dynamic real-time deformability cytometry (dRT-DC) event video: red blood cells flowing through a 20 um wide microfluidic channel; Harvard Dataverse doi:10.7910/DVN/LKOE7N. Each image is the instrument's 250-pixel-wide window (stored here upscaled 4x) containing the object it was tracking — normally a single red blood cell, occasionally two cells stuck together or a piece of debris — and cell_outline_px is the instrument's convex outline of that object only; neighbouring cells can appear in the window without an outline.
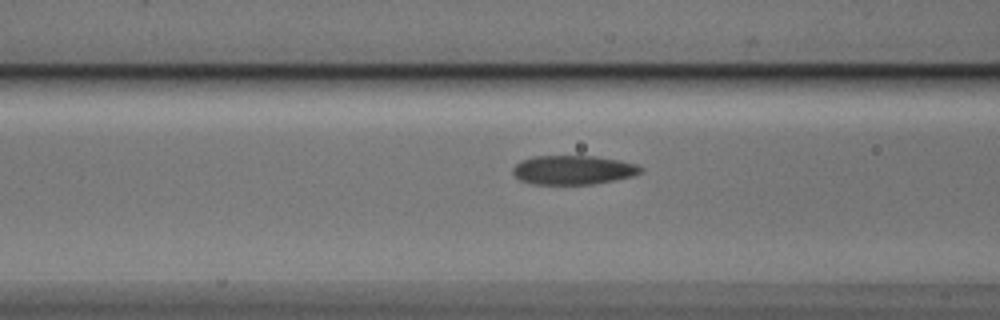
{"species": "Egyptian fruit bat (a non-hibernating species)", "species_latin": "Rousettus aegyptiacus", "temperature_condition": "cold", "stored_images_in_passage": 9, "camera_frame_rate_fps": 3000, "um_per_image_px": 0.085, "animal": {"sex": "male"}, "frame": {"image": 1, "passage_image": 7, "time_ms": 2.0, "image_size_px": [1000, 320], "cell_outline_px": [[644, 172], [632, 176], [596, 184], [532, 184], [520, 180], [512, 172], [512, 168], [520, 160], [532, 156], [596, 156], [620, 160], [636, 164], [644, 168]], "centroid_in_image_um": [48.73, 14.44], "position_along_channel_um": 117.9, "area_um2": 21.91}}